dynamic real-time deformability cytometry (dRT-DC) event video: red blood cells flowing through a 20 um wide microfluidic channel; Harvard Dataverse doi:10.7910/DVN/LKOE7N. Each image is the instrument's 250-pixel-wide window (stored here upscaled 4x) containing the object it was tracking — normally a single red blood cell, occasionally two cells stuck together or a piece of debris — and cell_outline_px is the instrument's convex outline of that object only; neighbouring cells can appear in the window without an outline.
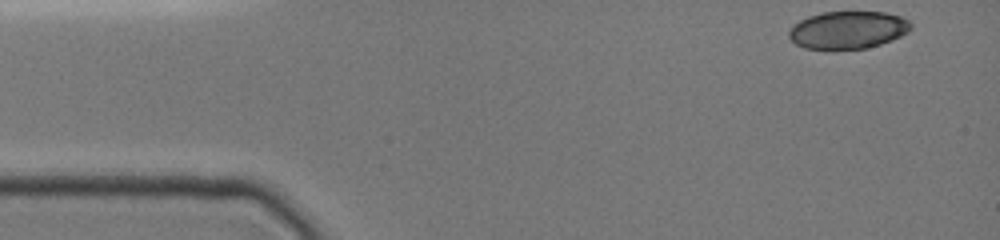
{"species": "common noctule bat (a hibernating species)", "species_latin": "Nyctalus noctula", "temperature_condition": "cold", "stored_images_in_passage": 39, "camera_frame_rate_fps": 3000, "um_per_image_px": 0.085, "animal": {"sex": "female", "body_mass_g": 19.0, "forearm_length_mm": 51.5}, "frame": {"image": 1, "passage_image": 1, "time_ms": 0.0, "image_size_px": [1000, 240], "cell_outline_px": [[912, 28], [908, 32], [900, 36], [880, 44], [864, 48], [804, 48], [796, 44], [788, 36], [788, 32], [792, 24], [808, 16], [820, 12], [884, 12], [900, 16], [908, 20], [912, 24]], "centroid_in_image_um": [72.06, 2.52], "position_along_channel_um": 12.9, "area_um2": 26.53}}